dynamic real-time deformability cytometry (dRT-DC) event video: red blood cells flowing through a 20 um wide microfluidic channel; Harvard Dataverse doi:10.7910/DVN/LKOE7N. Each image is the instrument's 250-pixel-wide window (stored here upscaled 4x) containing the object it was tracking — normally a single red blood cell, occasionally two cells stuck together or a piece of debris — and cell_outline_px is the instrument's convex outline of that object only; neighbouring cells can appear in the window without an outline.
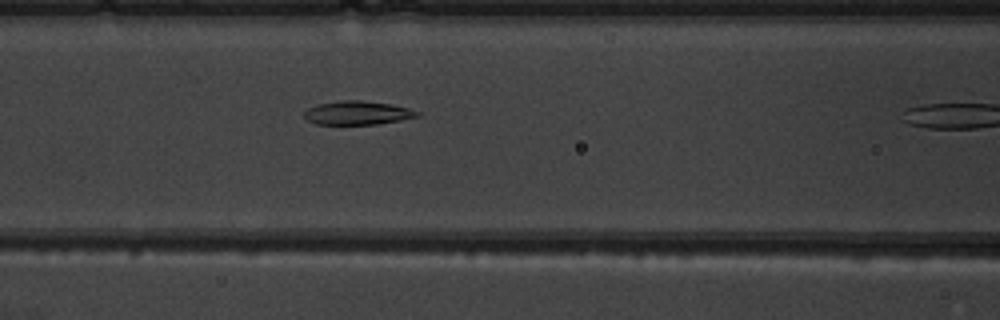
{"species": "common noctule bat (a hibernating species)", "species_latin": "Nyctalus noctula", "temperature_condition": "warm", "stored_images_in_passage": 8, "camera_frame_rate_fps": 3000, "um_per_image_px": 0.085, "animal": {"sex": "male", "body_mass_g": 19.5, "forearm_length_mm": 54.6}, "frame": {"image": 1, "passage_image": 7, "time_ms": 8.0, "image_size_px": [1000, 320], "cell_outline_px": [[420, 116], [400, 120], [376, 124], [316, 124], [304, 120], [304, 112], [308, 108], [316, 104], [340, 100], [360, 100], [392, 104], [408, 108], [420, 112]], "centroid_in_image_um": [30.35, 9.59], "position_along_channel_um": 136.3, "area_um2": 15.72}}